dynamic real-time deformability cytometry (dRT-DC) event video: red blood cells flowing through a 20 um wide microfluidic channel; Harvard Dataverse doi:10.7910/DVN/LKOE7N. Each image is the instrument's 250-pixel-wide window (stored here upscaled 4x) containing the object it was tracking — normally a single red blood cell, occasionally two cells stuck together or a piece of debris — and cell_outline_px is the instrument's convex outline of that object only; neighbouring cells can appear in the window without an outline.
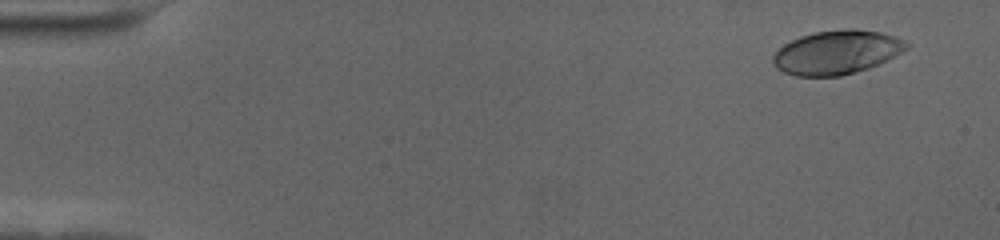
{"species": "human", "species_latin": "Homo sapiens", "temperature_condition": "cold", "stored_images_in_passage": 59, "camera_frame_rate_fps": 3000, "um_per_image_px": 0.085, "donor": {"sex": "female"}, "frame": {"image": 1, "passage_image": 4, "time_ms": 1.0, "image_size_px": [1000, 240], "cell_outline_px": [[912, 44], [908, 48], [888, 60], [868, 68], [840, 76], [796, 76], [784, 72], [776, 68], [772, 60], [772, 56], [784, 44], [800, 36], [816, 32], [844, 28], [856, 28], [880, 32], [904, 40]], "centroid_in_image_um": [71.14, 4.44], "position_along_channel_um": 13.9, "area_um2": 34.16}}
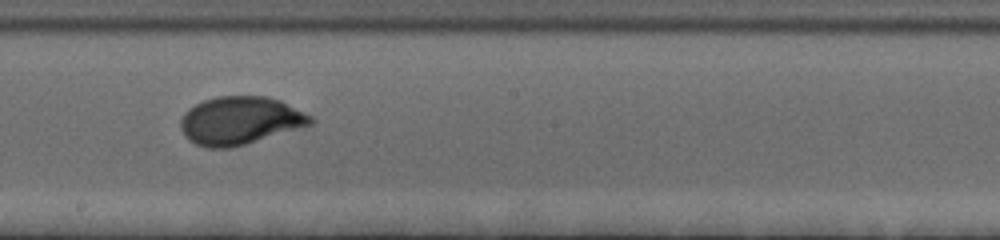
{"frame": {"image": 2, "passage_image": 34, "time_ms": 11.0, "image_size_px": [1000, 240], "cell_outline_px": [[316, 120], [312, 124], [232, 148], [208, 148], [196, 144], [188, 140], [184, 136], [180, 128], [180, 120], [184, 112], [188, 108], [204, 100], [216, 96], [268, 96], [280, 100], [312, 116]], "centroid_in_image_um": [20.38, 10.25], "position_along_channel_um": 227.8, "area_um2": 36.47}}
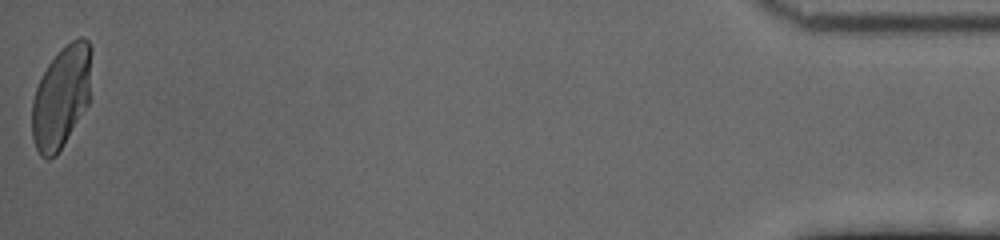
{"frame": {"image": 3, "passage_image": 59, "time_ms": 19.333, "image_size_px": [1000, 240], "cell_outline_px": [[92, 52], [88, 104], [56, 156], [48, 160], [40, 156], [36, 148], [32, 136], [32, 100], [36, 88], [48, 64], [72, 40], [80, 36], [84, 36], [88, 40], [92, 48]], "centroid_in_image_um": [5.22, 8.25], "position_along_channel_um": 430.0, "area_um2": 35.14}, "authors_computed_cell_mechanics": {"area_um2": 34.68, "velocity_mm_per_s": 3.4742, "shape_relaxation_time_tau1_ms": 3.2012, "shape_relaxation_time_tau2_ms": null, "deformation_change_tau1": 0.1652, "deformation_change_tau2": null}}